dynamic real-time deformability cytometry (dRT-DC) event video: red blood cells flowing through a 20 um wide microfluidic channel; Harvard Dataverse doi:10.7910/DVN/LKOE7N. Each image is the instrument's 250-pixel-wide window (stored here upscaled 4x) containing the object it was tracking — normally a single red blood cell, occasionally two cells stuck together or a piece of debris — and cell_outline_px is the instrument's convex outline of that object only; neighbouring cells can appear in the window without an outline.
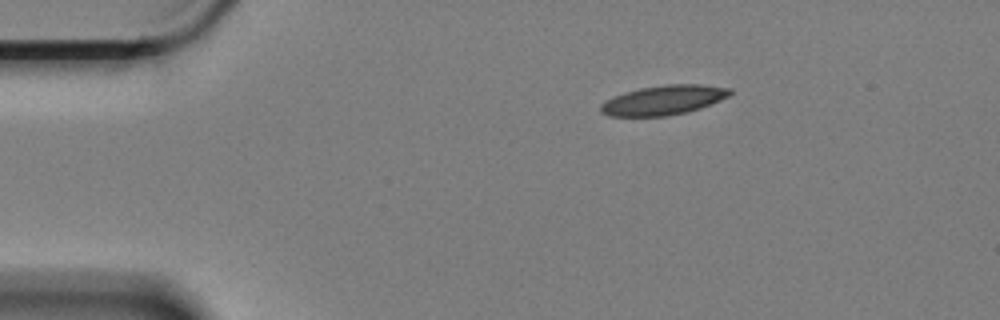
{"species": "Egyptian fruit bat (a non-hibernating species)", "species_latin": "Rousettus aegyptiacus", "temperature_condition": "cold", "stored_images_in_passage": 3, "camera_frame_rate_fps": 3000, "um_per_image_px": 0.085, "animal": {"sex": "female"}, "frame": {"image": 1, "passage_image": 1, "time_ms": 0.0, "image_size_px": [1000, 320], "cell_outline_px": [[732, 92], [728, 96], [720, 100], [700, 108], [688, 112], [664, 116], [608, 116], [600, 112], [600, 104], [612, 96], [624, 92], [640, 88], [664, 84], [700, 84], [732, 88]], "centroid_in_image_um": [56.38, 8.5], "position_along_channel_um": 28.6, "area_um2": 22.37}}